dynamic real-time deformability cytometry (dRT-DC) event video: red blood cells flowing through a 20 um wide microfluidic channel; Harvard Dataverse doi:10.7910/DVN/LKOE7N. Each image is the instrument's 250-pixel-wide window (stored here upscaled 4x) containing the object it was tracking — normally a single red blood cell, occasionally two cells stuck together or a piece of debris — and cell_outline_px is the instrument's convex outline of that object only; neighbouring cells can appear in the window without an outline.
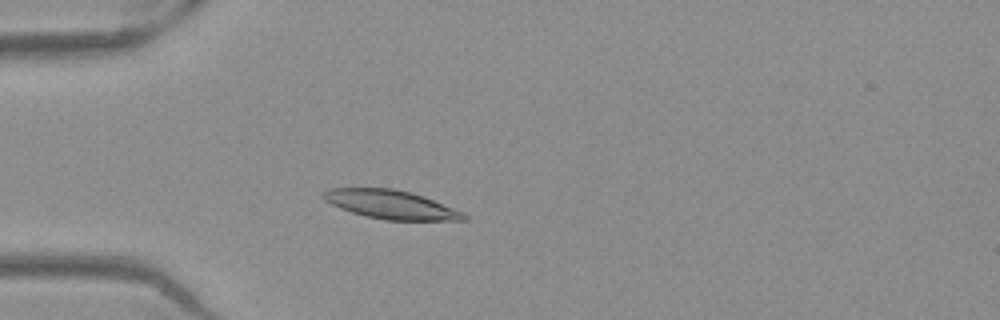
{"species": "Egyptian fruit bat (a non-hibernating species)", "species_latin": "Rousettus aegyptiacus", "temperature_condition": "warm", "stored_images_in_passage": 50, "camera_frame_rate_fps": 3000, "um_per_image_px": 0.085, "frame": {"image": 1, "passage_image": 13, "time_ms": 4.0, "image_size_px": [1000, 320], "cell_outline_px": [[468, 220], [384, 220], [364, 216], [340, 208], [324, 200], [320, 196], [320, 192], [328, 188], [392, 188], [412, 192], [424, 196], [464, 212], [468, 216]], "centroid_in_image_um": [33.21, 17.38], "position_along_channel_um": 51.8, "area_um2": 23.76}}
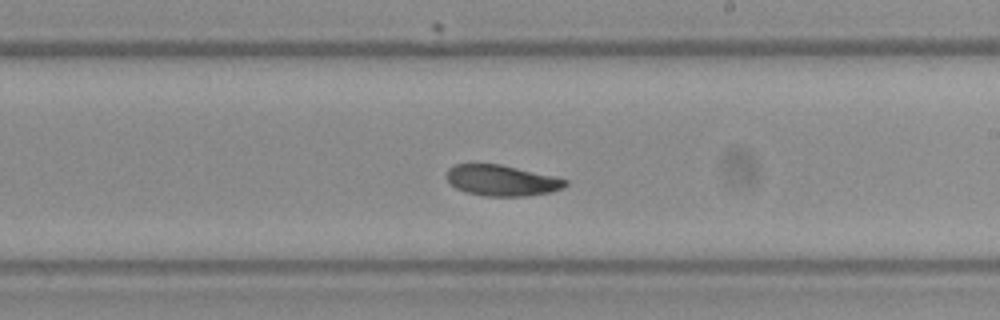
{"frame": {"image": 2, "passage_image": 29, "time_ms": 9.333, "image_size_px": [1000, 320], "cell_outline_px": [[568, 184], [560, 188], [548, 192], [524, 196], [484, 196], [464, 192], [456, 188], [444, 176], [448, 168], [456, 164], [500, 164], [552, 176], [568, 180]], "centroid_in_image_um": [42.58, 15.33], "position_along_channel_um": 246.4, "area_um2": 21.15}}
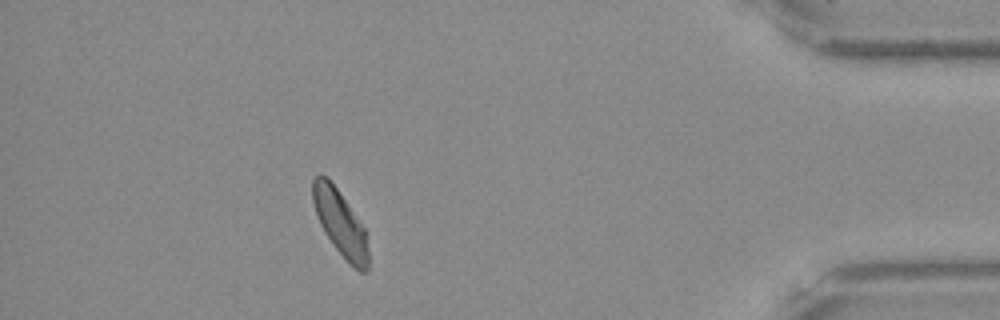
{"frame": {"image": 3, "passage_image": 45, "time_ms": 14.667, "image_size_px": [1000, 320], "cell_outline_px": [[368, 272], [360, 272], [348, 264], [332, 244], [324, 232], [320, 224], [312, 200], [312, 180], [320, 172], [328, 176], [364, 228], [368, 252]], "centroid_in_image_um": [28.9, 18.96], "position_along_channel_um": 406.3, "area_um2": 21.21}, "authors_computed_cell_mechanics": {"area_um2": 22.1952, "velocity_mm_per_s": 3.8826, "shape_relaxation_time_tau1_ms": 5.8029, "shape_relaxation_time_tau2_ms": 8.9429, "deformation_change_tau1": 0.1372, "deformation_change_tau2": 0.126}}